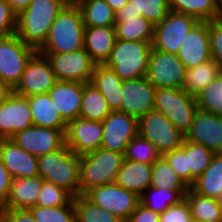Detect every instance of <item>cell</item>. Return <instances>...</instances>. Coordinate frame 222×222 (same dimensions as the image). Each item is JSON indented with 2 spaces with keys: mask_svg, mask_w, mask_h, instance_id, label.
<instances>
[{
  "mask_svg": "<svg viewBox=\"0 0 222 222\" xmlns=\"http://www.w3.org/2000/svg\"><path fill=\"white\" fill-rule=\"evenodd\" d=\"M153 164L123 159L115 183L139 197L150 187Z\"/></svg>",
  "mask_w": 222,
  "mask_h": 222,
  "instance_id": "obj_25",
  "label": "cell"
},
{
  "mask_svg": "<svg viewBox=\"0 0 222 222\" xmlns=\"http://www.w3.org/2000/svg\"><path fill=\"white\" fill-rule=\"evenodd\" d=\"M199 20L188 14L169 11L166 18L154 25L152 48L177 54L182 41Z\"/></svg>",
  "mask_w": 222,
  "mask_h": 222,
  "instance_id": "obj_10",
  "label": "cell"
},
{
  "mask_svg": "<svg viewBox=\"0 0 222 222\" xmlns=\"http://www.w3.org/2000/svg\"><path fill=\"white\" fill-rule=\"evenodd\" d=\"M78 6L85 27L115 26V11L105 0H70Z\"/></svg>",
  "mask_w": 222,
  "mask_h": 222,
  "instance_id": "obj_28",
  "label": "cell"
},
{
  "mask_svg": "<svg viewBox=\"0 0 222 222\" xmlns=\"http://www.w3.org/2000/svg\"><path fill=\"white\" fill-rule=\"evenodd\" d=\"M106 3L117 12L120 8L124 7L129 0H105Z\"/></svg>",
  "mask_w": 222,
  "mask_h": 222,
  "instance_id": "obj_54",
  "label": "cell"
},
{
  "mask_svg": "<svg viewBox=\"0 0 222 222\" xmlns=\"http://www.w3.org/2000/svg\"><path fill=\"white\" fill-rule=\"evenodd\" d=\"M197 109L195 96L184 89L155 90L154 110L166 116L183 135L189 131Z\"/></svg>",
  "mask_w": 222,
  "mask_h": 222,
  "instance_id": "obj_6",
  "label": "cell"
},
{
  "mask_svg": "<svg viewBox=\"0 0 222 222\" xmlns=\"http://www.w3.org/2000/svg\"><path fill=\"white\" fill-rule=\"evenodd\" d=\"M160 214L148 209L140 202L137 204L135 210L132 212L129 222H159Z\"/></svg>",
  "mask_w": 222,
  "mask_h": 222,
  "instance_id": "obj_48",
  "label": "cell"
},
{
  "mask_svg": "<svg viewBox=\"0 0 222 222\" xmlns=\"http://www.w3.org/2000/svg\"><path fill=\"white\" fill-rule=\"evenodd\" d=\"M171 11L188 14L199 21H211L222 18L220 0H169Z\"/></svg>",
  "mask_w": 222,
  "mask_h": 222,
  "instance_id": "obj_31",
  "label": "cell"
},
{
  "mask_svg": "<svg viewBox=\"0 0 222 222\" xmlns=\"http://www.w3.org/2000/svg\"><path fill=\"white\" fill-rule=\"evenodd\" d=\"M57 78L46 57L36 52L27 62L20 81L13 92L21 96L48 93L56 84Z\"/></svg>",
  "mask_w": 222,
  "mask_h": 222,
  "instance_id": "obj_13",
  "label": "cell"
},
{
  "mask_svg": "<svg viewBox=\"0 0 222 222\" xmlns=\"http://www.w3.org/2000/svg\"><path fill=\"white\" fill-rule=\"evenodd\" d=\"M114 26L85 27L84 49L96 65H104L116 42Z\"/></svg>",
  "mask_w": 222,
  "mask_h": 222,
  "instance_id": "obj_24",
  "label": "cell"
},
{
  "mask_svg": "<svg viewBox=\"0 0 222 222\" xmlns=\"http://www.w3.org/2000/svg\"><path fill=\"white\" fill-rule=\"evenodd\" d=\"M84 196L94 205L107 210L123 221L129 220L139 203L138 195L123 189L116 183L93 187Z\"/></svg>",
  "mask_w": 222,
  "mask_h": 222,
  "instance_id": "obj_11",
  "label": "cell"
},
{
  "mask_svg": "<svg viewBox=\"0 0 222 222\" xmlns=\"http://www.w3.org/2000/svg\"><path fill=\"white\" fill-rule=\"evenodd\" d=\"M186 69L211 59L208 21H199L186 35L177 53Z\"/></svg>",
  "mask_w": 222,
  "mask_h": 222,
  "instance_id": "obj_20",
  "label": "cell"
},
{
  "mask_svg": "<svg viewBox=\"0 0 222 222\" xmlns=\"http://www.w3.org/2000/svg\"><path fill=\"white\" fill-rule=\"evenodd\" d=\"M34 126L67 130V122L62 118L48 93L28 96Z\"/></svg>",
  "mask_w": 222,
  "mask_h": 222,
  "instance_id": "obj_27",
  "label": "cell"
},
{
  "mask_svg": "<svg viewBox=\"0 0 222 222\" xmlns=\"http://www.w3.org/2000/svg\"><path fill=\"white\" fill-rule=\"evenodd\" d=\"M70 0H32L17 15V36L27 45L38 50L45 42L58 13Z\"/></svg>",
  "mask_w": 222,
  "mask_h": 222,
  "instance_id": "obj_2",
  "label": "cell"
},
{
  "mask_svg": "<svg viewBox=\"0 0 222 222\" xmlns=\"http://www.w3.org/2000/svg\"><path fill=\"white\" fill-rule=\"evenodd\" d=\"M124 156L99 148L80 156V195L93 187L115 183Z\"/></svg>",
  "mask_w": 222,
  "mask_h": 222,
  "instance_id": "obj_5",
  "label": "cell"
},
{
  "mask_svg": "<svg viewBox=\"0 0 222 222\" xmlns=\"http://www.w3.org/2000/svg\"><path fill=\"white\" fill-rule=\"evenodd\" d=\"M59 81L90 83L95 63L85 49L61 54H42Z\"/></svg>",
  "mask_w": 222,
  "mask_h": 222,
  "instance_id": "obj_12",
  "label": "cell"
},
{
  "mask_svg": "<svg viewBox=\"0 0 222 222\" xmlns=\"http://www.w3.org/2000/svg\"><path fill=\"white\" fill-rule=\"evenodd\" d=\"M84 32L81 12L69 1L53 21L44 44L37 50L40 54H61L84 48Z\"/></svg>",
  "mask_w": 222,
  "mask_h": 222,
  "instance_id": "obj_1",
  "label": "cell"
},
{
  "mask_svg": "<svg viewBox=\"0 0 222 222\" xmlns=\"http://www.w3.org/2000/svg\"><path fill=\"white\" fill-rule=\"evenodd\" d=\"M32 125V113L27 96L13 92L0 104V139H10Z\"/></svg>",
  "mask_w": 222,
  "mask_h": 222,
  "instance_id": "obj_18",
  "label": "cell"
},
{
  "mask_svg": "<svg viewBox=\"0 0 222 222\" xmlns=\"http://www.w3.org/2000/svg\"><path fill=\"white\" fill-rule=\"evenodd\" d=\"M151 49L152 42L117 39L104 65L122 81L146 77Z\"/></svg>",
  "mask_w": 222,
  "mask_h": 222,
  "instance_id": "obj_4",
  "label": "cell"
},
{
  "mask_svg": "<svg viewBox=\"0 0 222 222\" xmlns=\"http://www.w3.org/2000/svg\"><path fill=\"white\" fill-rule=\"evenodd\" d=\"M103 136L100 148L124 154L126 146L138 134V119L113 111L102 121Z\"/></svg>",
  "mask_w": 222,
  "mask_h": 222,
  "instance_id": "obj_14",
  "label": "cell"
},
{
  "mask_svg": "<svg viewBox=\"0 0 222 222\" xmlns=\"http://www.w3.org/2000/svg\"><path fill=\"white\" fill-rule=\"evenodd\" d=\"M138 134L153 143L161 155L180 148L185 139L166 116L155 110L138 119Z\"/></svg>",
  "mask_w": 222,
  "mask_h": 222,
  "instance_id": "obj_7",
  "label": "cell"
},
{
  "mask_svg": "<svg viewBox=\"0 0 222 222\" xmlns=\"http://www.w3.org/2000/svg\"><path fill=\"white\" fill-rule=\"evenodd\" d=\"M138 17L137 13H135L131 8V3L127 2V4L120 8L115 13V18H135Z\"/></svg>",
  "mask_w": 222,
  "mask_h": 222,
  "instance_id": "obj_52",
  "label": "cell"
},
{
  "mask_svg": "<svg viewBox=\"0 0 222 222\" xmlns=\"http://www.w3.org/2000/svg\"><path fill=\"white\" fill-rule=\"evenodd\" d=\"M195 99L198 108L222 116V72Z\"/></svg>",
  "mask_w": 222,
  "mask_h": 222,
  "instance_id": "obj_40",
  "label": "cell"
},
{
  "mask_svg": "<svg viewBox=\"0 0 222 222\" xmlns=\"http://www.w3.org/2000/svg\"><path fill=\"white\" fill-rule=\"evenodd\" d=\"M12 93L13 88L10 85L0 81V104L5 102Z\"/></svg>",
  "mask_w": 222,
  "mask_h": 222,
  "instance_id": "obj_53",
  "label": "cell"
},
{
  "mask_svg": "<svg viewBox=\"0 0 222 222\" xmlns=\"http://www.w3.org/2000/svg\"><path fill=\"white\" fill-rule=\"evenodd\" d=\"M73 198L65 189L43 180L36 206L59 207L70 205L73 202Z\"/></svg>",
  "mask_w": 222,
  "mask_h": 222,
  "instance_id": "obj_43",
  "label": "cell"
},
{
  "mask_svg": "<svg viewBox=\"0 0 222 222\" xmlns=\"http://www.w3.org/2000/svg\"><path fill=\"white\" fill-rule=\"evenodd\" d=\"M116 39L125 41L152 42L154 24L144 17L115 18Z\"/></svg>",
  "mask_w": 222,
  "mask_h": 222,
  "instance_id": "obj_30",
  "label": "cell"
},
{
  "mask_svg": "<svg viewBox=\"0 0 222 222\" xmlns=\"http://www.w3.org/2000/svg\"><path fill=\"white\" fill-rule=\"evenodd\" d=\"M185 75L186 68L177 54L151 49L146 78L155 89H183Z\"/></svg>",
  "mask_w": 222,
  "mask_h": 222,
  "instance_id": "obj_9",
  "label": "cell"
},
{
  "mask_svg": "<svg viewBox=\"0 0 222 222\" xmlns=\"http://www.w3.org/2000/svg\"><path fill=\"white\" fill-rule=\"evenodd\" d=\"M159 222H194L187 200L184 198L160 213Z\"/></svg>",
  "mask_w": 222,
  "mask_h": 222,
  "instance_id": "obj_46",
  "label": "cell"
},
{
  "mask_svg": "<svg viewBox=\"0 0 222 222\" xmlns=\"http://www.w3.org/2000/svg\"><path fill=\"white\" fill-rule=\"evenodd\" d=\"M11 7L12 11L18 15L25 10L32 0H5Z\"/></svg>",
  "mask_w": 222,
  "mask_h": 222,
  "instance_id": "obj_51",
  "label": "cell"
},
{
  "mask_svg": "<svg viewBox=\"0 0 222 222\" xmlns=\"http://www.w3.org/2000/svg\"><path fill=\"white\" fill-rule=\"evenodd\" d=\"M28 211L37 222H76L74 201L59 207L35 206Z\"/></svg>",
  "mask_w": 222,
  "mask_h": 222,
  "instance_id": "obj_42",
  "label": "cell"
},
{
  "mask_svg": "<svg viewBox=\"0 0 222 222\" xmlns=\"http://www.w3.org/2000/svg\"><path fill=\"white\" fill-rule=\"evenodd\" d=\"M211 59L215 61L222 72V18L208 21Z\"/></svg>",
  "mask_w": 222,
  "mask_h": 222,
  "instance_id": "obj_45",
  "label": "cell"
},
{
  "mask_svg": "<svg viewBox=\"0 0 222 222\" xmlns=\"http://www.w3.org/2000/svg\"><path fill=\"white\" fill-rule=\"evenodd\" d=\"M2 222H37L28 210L0 209Z\"/></svg>",
  "mask_w": 222,
  "mask_h": 222,
  "instance_id": "obj_49",
  "label": "cell"
},
{
  "mask_svg": "<svg viewBox=\"0 0 222 222\" xmlns=\"http://www.w3.org/2000/svg\"><path fill=\"white\" fill-rule=\"evenodd\" d=\"M103 126L101 121L77 118L67 123L65 145L75 154L82 156L101 146Z\"/></svg>",
  "mask_w": 222,
  "mask_h": 222,
  "instance_id": "obj_17",
  "label": "cell"
},
{
  "mask_svg": "<svg viewBox=\"0 0 222 222\" xmlns=\"http://www.w3.org/2000/svg\"><path fill=\"white\" fill-rule=\"evenodd\" d=\"M218 201L221 203V205H222V190H221V193H220V196H219V198H218Z\"/></svg>",
  "mask_w": 222,
  "mask_h": 222,
  "instance_id": "obj_55",
  "label": "cell"
},
{
  "mask_svg": "<svg viewBox=\"0 0 222 222\" xmlns=\"http://www.w3.org/2000/svg\"><path fill=\"white\" fill-rule=\"evenodd\" d=\"M185 155L187 156V170H190L191 187L209 166L215 153L203 145L185 140Z\"/></svg>",
  "mask_w": 222,
  "mask_h": 222,
  "instance_id": "obj_37",
  "label": "cell"
},
{
  "mask_svg": "<svg viewBox=\"0 0 222 222\" xmlns=\"http://www.w3.org/2000/svg\"><path fill=\"white\" fill-rule=\"evenodd\" d=\"M155 87L146 77L123 81L121 105L118 112L137 119L154 110Z\"/></svg>",
  "mask_w": 222,
  "mask_h": 222,
  "instance_id": "obj_16",
  "label": "cell"
},
{
  "mask_svg": "<svg viewBox=\"0 0 222 222\" xmlns=\"http://www.w3.org/2000/svg\"><path fill=\"white\" fill-rule=\"evenodd\" d=\"M11 181L12 177L9 175V172L4 164L0 161V208L8 199Z\"/></svg>",
  "mask_w": 222,
  "mask_h": 222,
  "instance_id": "obj_50",
  "label": "cell"
},
{
  "mask_svg": "<svg viewBox=\"0 0 222 222\" xmlns=\"http://www.w3.org/2000/svg\"><path fill=\"white\" fill-rule=\"evenodd\" d=\"M65 133L66 130L32 125L10 139L28 153L40 157L60 149L65 144Z\"/></svg>",
  "mask_w": 222,
  "mask_h": 222,
  "instance_id": "obj_15",
  "label": "cell"
},
{
  "mask_svg": "<svg viewBox=\"0 0 222 222\" xmlns=\"http://www.w3.org/2000/svg\"><path fill=\"white\" fill-rule=\"evenodd\" d=\"M185 140L222 153V116L198 108Z\"/></svg>",
  "mask_w": 222,
  "mask_h": 222,
  "instance_id": "obj_19",
  "label": "cell"
},
{
  "mask_svg": "<svg viewBox=\"0 0 222 222\" xmlns=\"http://www.w3.org/2000/svg\"><path fill=\"white\" fill-rule=\"evenodd\" d=\"M177 175L190 187V170H187V156L185 155V139L182 146L162 155Z\"/></svg>",
  "mask_w": 222,
  "mask_h": 222,
  "instance_id": "obj_44",
  "label": "cell"
},
{
  "mask_svg": "<svg viewBox=\"0 0 222 222\" xmlns=\"http://www.w3.org/2000/svg\"><path fill=\"white\" fill-rule=\"evenodd\" d=\"M73 201L76 222H123L119 217L94 205L84 195L74 197Z\"/></svg>",
  "mask_w": 222,
  "mask_h": 222,
  "instance_id": "obj_38",
  "label": "cell"
},
{
  "mask_svg": "<svg viewBox=\"0 0 222 222\" xmlns=\"http://www.w3.org/2000/svg\"><path fill=\"white\" fill-rule=\"evenodd\" d=\"M150 187L169 188L178 191L183 197L190 189L162 156L153 164Z\"/></svg>",
  "mask_w": 222,
  "mask_h": 222,
  "instance_id": "obj_35",
  "label": "cell"
},
{
  "mask_svg": "<svg viewBox=\"0 0 222 222\" xmlns=\"http://www.w3.org/2000/svg\"><path fill=\"white\" fill-rule=\"evenodd\" d=\"M220 73L219 65L213 60L186 69L183 89L188 94L196 96V94L208 86Z\"/></svg>",
  "mask_w": 222,
  "mask_h": 222,
  "instance_id": "obj_34",
  "label": "cell"
},
{
  "mask_svg": "<svg viewBox=\"0 0 222 222\" xmlns=\"http://www.w3.org/2000/svg\"><path fill=\"white\" fill-rule=\"evenodd\" d=\"M90 83L105 97L111 112L119 111L123 81L105 65H95Z\"/></svg>",
  "mask_w": 222,
  "mask_h": 222,
  "instance_id": "obj_26",
  "label": "cell"
},
{
  "mask_svg": "<svg viewBox=\"0 0 222 222\" xmlns=\"http://www.w3.org/2000/svg\"><path fill=\"white\" fill-rule=\"evenodd\" d=\"M42 181L39 175L12 179L8 199L0 209L28 210L35 207Z\"/></svg>",
  "mask_w": 222,
  "mask_h": 222,
  "instance_id": "obj_23",
  "label": "cell"
},
{
  "mask_svg": "<svg viewBox=\"0 0 222 222\" xmlns=\"http://www.w3.org/2000/svg\"><path fill=\"white\" fill-rule=\"evenodd\" d=\"M50 100L68 123L80 116L83 96V83L75 81H57L48 92Z\"/></svg>",
  "mask_w": 222,
  "mask_h": 222,
  "instance_id": "obj_22",
  "label": "cell"
},
{
  "mask_svg": "<svg viewBox=\"0 0 222 222\" xmlns=\"http://www.w3.org/2000/svg\"><path fill=\"white\" fill-rule=\"evenodd\" d=\"M39 176L68 191L80 195V156L65 144L58 150L38 157Z\"/></svg>",
  "mask_w": 222,
  "mask_h": 222,
  "instance_id": "obj_3",
  "label": "cell"
},
{
  "mask_svg": "<svg viewBox=\"0 0 222 222\" xmlns=\"http://www.w3.org/2000/svg\"><path fill=\"white\" fill-rule=\"evenodd\" d=\"M184 198L194 222L222 221V205L218 200L195 193L191 188Z\"/></svg>",
  "mask_w": 222,
  "mask_h": 222,
  "instance_id": "obj_32",
  "label": "cell"
},
{
  "mask_svg": "<svg viewBox=\"0 0 222 222\" xmlns=\"http://www.w3.org/2000/svg\"><path fill=\"white\" fill-rule=\"evenodd\" d=\"M37 52L16 33L0 39V81L14 88L29 59Z\"/></svg>",
  "mask_w": 222,
  "mask_h": 222,
  "instance_id": "obj_8",
  "label": "cell"
},
{
  "mask_svg": "<svg viewBox=\"0 0 222 222\" xmlns=\"http://www.w3.org/2000/svg\"><path fill=\"white\" fill-rule=\"evenodd\" d=\"M190 188L195 193L218 200L222 190V153L213 156L209 166Z\"/></svg>",
  "mask_w": 222,
  "mask_h": 222,
  "instance_id": "obj_29",
  "label": "cell"
},
{
  "mask_svg": "<svg viewBox=\"0 0 222 222\" xmlns=\"http://www.w3.org/2000/svg\"><path fill=\"white\" fill-rule=\"evenodd\" d=\"M111 112L103 94L91 83H83L80 116L84 119L103 121Z\"/></svg>",
  "mask_w": 222,
  "mask_h": 222,
  "instance_id": "obj_33",
  "label": "cell"
},
{
  "mask_svg": "<svg viewBox=\"0 0 222 222\" xmlns=\"http://www.w3.org/2000/svg\"><path fill=\"white\" fill-rule=\"evenodd\" d=\"M0 161L12 179L38 176V157L19 147L11 139H0Z\"/></svg>",
  "mask_w": 222,
  "mask_h": 222,
  "instance_id": "obj_21",
  "label": "cell"
},
{
  "mask_svg": "<svg viewBox=\"0 0 222 222\" xmlns=\"http://www.w3.org/2000/svg\"><path fill=\"white\" fill-rule=\"evenodd\" d=\"M17 15L12 11L10 5L0 1V39L16 33Z\"/></svg>",
  "mask_w": 222,
  "mask_h": 222,
  "instance_id": "obj_47",
  "label": "cell"
},
{
  "mask_svg": "<svg viewBox=\"0 0 222 222\" xmlns=\"http://www.w3.org/2000/svg\"><path fill=\"white\" fill-rule=\"evenodd\" d=\"M0 222H2L1 211H0Z\"/></svg>",
  "mask_w": 222,
  "mask_h": 222,
  "instance_id": "obj_56",
  "label": "cell"
},
{
  "mask_svg": "<svg viewBox=\"0 0 222 222\" xmlns=\"http://www.w3.org/2000/svg\"><path fill=\"white\" fill-rule=\"evenodd\" d=\"M184 197L169 188L148 187L139 197V202L157 213H163L171 205L178 204Z\"/></svg>",
  "mask_w": 222,
  "mask_h": 222,
  "instance_id": "obj_36",
  "label": "cell"
},
{
  "mask_svg": "<svg viewBox=\"0 0 222 222\" xmlns=\"http://www.w3.org/2000/svg\"><path fill=\"white\" fill-rule=\"evenodd\" d=\"M123 156L125 160L154 164L162 155L153 143L137 134L126 146Z\"/></svg>",
  "mask_w": 222,
  "mask_h": 222,
  "instance_id": "obj_39",
  "label": "cell"
},
{
  "mask_svg": "<svg viewBox=\"0 0 222 222\" xmlns=\"http://www.w3.org/2000/svg\"><path fill=\"white\" fill-rule=\"evenodd\" d=\"M132 10L154 25L161 23L170 11L169 0H129Z\"/></svg>",
  "mask_w": 222,
  "mask_h": 222,
  "instance_id": "obj_41",
  "label": "cell"
}]
</instances>
